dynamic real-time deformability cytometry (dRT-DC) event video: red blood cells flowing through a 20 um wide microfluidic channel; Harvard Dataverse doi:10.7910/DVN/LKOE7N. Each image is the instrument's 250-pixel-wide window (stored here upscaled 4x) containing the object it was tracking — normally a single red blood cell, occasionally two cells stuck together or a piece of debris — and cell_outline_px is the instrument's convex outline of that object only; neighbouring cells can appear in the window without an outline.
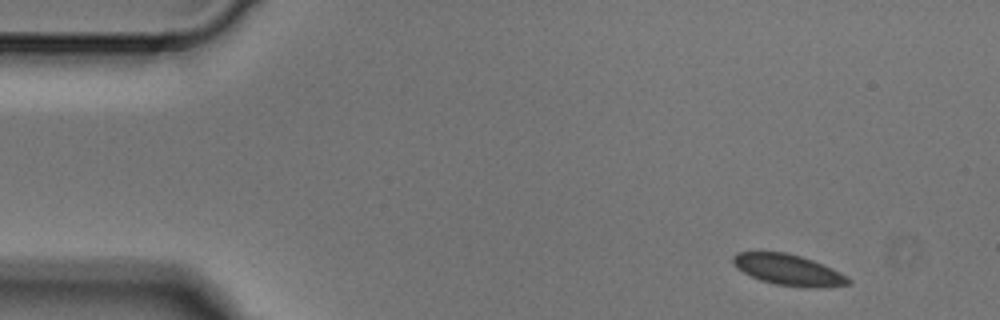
{"species": "Egyptian fruit bat (a non-hibernating species)", "species_latin": "Rousettus aegyptiacus", "temperature_condition": "cold", "stored_images_in_passage": 5, "camera_frame_rate_fps": 3000, "um_per_image_px": 0.085, "animal": {"sex": "male"}, "frame": {"image": 1, "passage_image": 1, "time_ms": 0.0, "image_size_px": [1000, 320], "cell_outline_px": [[852, 280], [848, 284], [820, 288], [812, 288], [776, 284], [760, 280], [736, 268], [732, 260], [732, 256], [736, 252], [788, 252], [812, 260], [832, 268], [848, 276]], "centroid_in_image_um": [67.02, 22.93], "position_along_channel_um": 18.0, "area_um2": 20.75}}
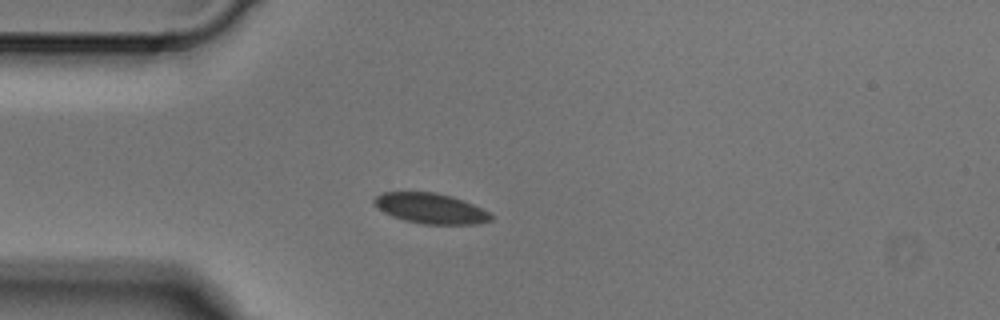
{"frame": {"image": 2, "passage_image": 3, "time_ms": 0.667, "image_size_px": [1000, 320], "cell_outline_px": [[492, 220], [476, 224], [424, 224], [404, 220], [392, 216], [384, 212], [372, 204], [372, 200], [380, 192], [436, 192], [452, 196], [464, 200], [488, 212], [492, 216]], "centroid_in_image_um": [36.56, 17.7], "position_along_channel_um": 48.4, "area_um2": 20.69}}
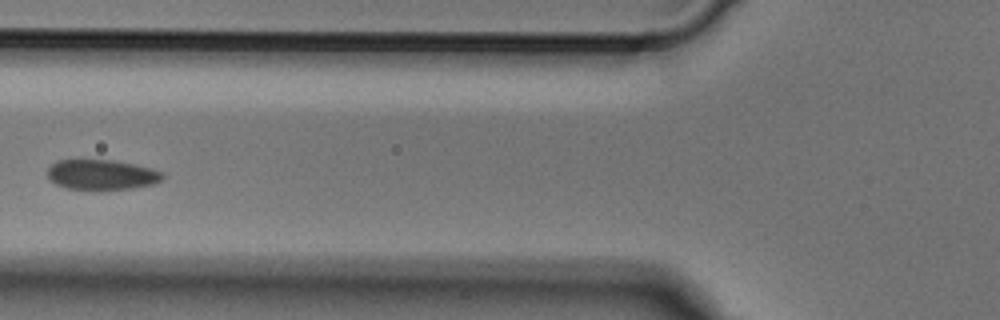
{"frame": {"image": 3, "passage_image": 5, "time_ms": 1.333, "image_size_px": [1000, 320], "cell_outline_px": [[164, 176], [160, 180], [152, 184], [132, 188], [64, 188], [56, 184], [48, 176], [48, 168], [56, 160], [112, 160], [152, 168], [164, 172]], "centroid_in_image_um": [8.64, 14.82], "position_along_channel_um": 117.2, "area_um2": 19.71}}